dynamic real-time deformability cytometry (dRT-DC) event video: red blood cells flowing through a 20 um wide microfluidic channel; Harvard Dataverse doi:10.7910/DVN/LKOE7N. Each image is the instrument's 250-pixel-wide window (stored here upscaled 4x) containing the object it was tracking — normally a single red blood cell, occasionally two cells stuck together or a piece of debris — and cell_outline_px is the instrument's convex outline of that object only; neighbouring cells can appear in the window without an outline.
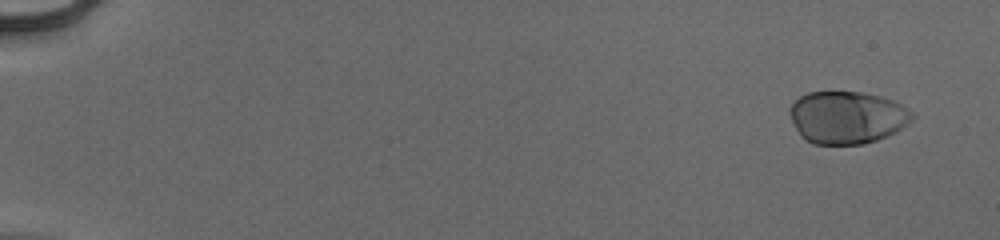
{"species": "human", "species_latin": "Homo sapiens", "temperature_condition": "cold", "stored_images_in_passage": 55, "camera_frame_rate_fps": 3000, "um_per_image_px": 0.085, "donor": {"sex": "male"}, "frame": {"image": 1, "passage_image": 4, "time_ms": 1.0, "image_size_px": [1000, 240], "cell_outline_px": [[916, 116], [908, 124], [896, 132], [888, 136], [864, 144], [812, 144], [804, 140], [800, 136], [788, 112], [792, 104], [800, 96], [808, 92], [864, 92], [880, 96], [892, 100], [908, 108]], "centroid_in_image_um": [72.01, 9.98], "position_along_channel_um": 13.0, "area_um2": 37.69}}
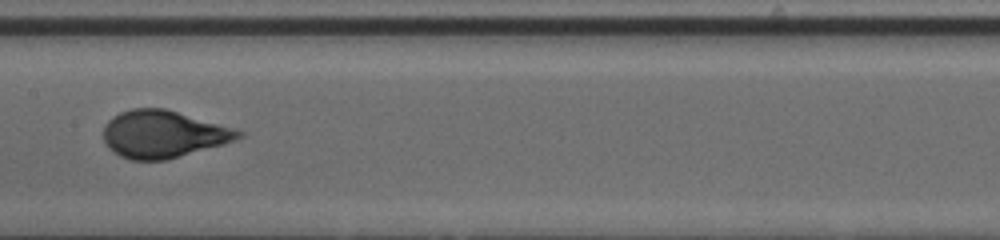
{"frame": {"image": 2, "passage_image": 31, "time_ms": 10.0, "image_size_px": [1000, 240], "cell_outline_px": [[244, 136], [236, 140], [224, 144], [164, 160], [132, 160], [120, 156], [112, 152], [108, 148], [104, 140], [104, 124], [112, 116], [120, 112], [132, 108], [164, 108], [236, 128], [244, 132]], "centroid_in_image_um": [13.87, 11.39], "position_along_channel_um": 193.5, "area_um2": 37.34}}
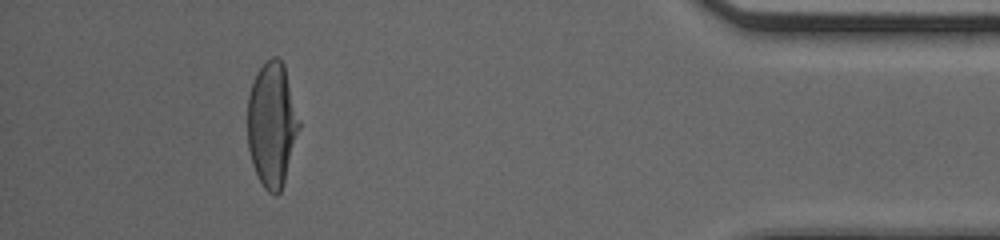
{"frame": {"image": 3, "passage_image": 51, "time_ms": 16.667, "image_size_px": [1000, 240], "cell_outline_px": [[300, 128], [284, 180], [280, 192], [276, 196], [268, 192], [264, 188], [252, 164], [248, 148], [248, 96], [256, 72], [272, 56], [276, 56], [284, 64], [300, 120]], "centroid_in_image_um": [23.12, 10.57], "position_along_channel_um": 412.1, "area_um2": 37.28}, "authors_computed_cell_mechanics": {"area_um2": 37.3388, "velocity_mm_per_s": 3.9478, "shape_relaxation_time_tau1_ms": 3.9332, "shape_relaxation_time_tau2_ms": null, "deformation_change_tau1": 0.1851, "deformation_change_tau2": null}}